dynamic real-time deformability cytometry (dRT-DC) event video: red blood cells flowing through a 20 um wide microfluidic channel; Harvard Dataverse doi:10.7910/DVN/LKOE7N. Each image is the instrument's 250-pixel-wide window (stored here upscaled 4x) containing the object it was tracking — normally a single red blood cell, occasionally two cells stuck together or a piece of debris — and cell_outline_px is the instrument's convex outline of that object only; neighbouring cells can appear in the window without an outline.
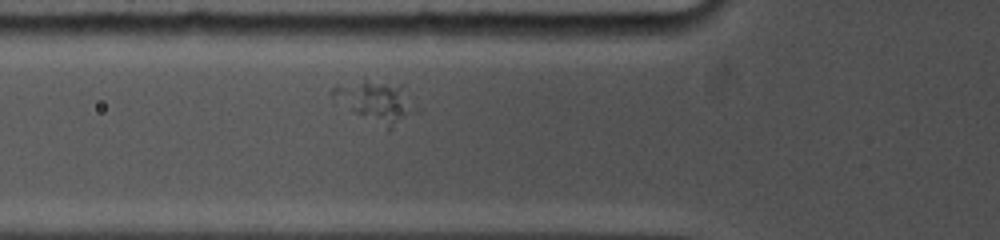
{"species": "common noctule bat (a hibernating species)", "species_latin": "Nyctalus noctula", "temperature_condition": "cold", "stored_images_in_passage": 27, "camera_frame_rate_fps": 5000, "um_per_image_px": 0.085, "animal": {"sex": "female", "body_mass_g": 19.0, "forearm_length_mm": 53.3}, "frame": {"image": 1, "passage_image": 5, "time_ms": 2.4, "image_size_px": [1000, 240], "cell_outline_px": [[408, 112], [388, 132], [356, 112], [332, 92], [332, 88], [336, 84], [364, 80], [368, 80], [404, 84]], "centroid_in_image_um": [31.88, 8.57], "position_along_channel_um": 93.9, "area_um2": 17.98}}
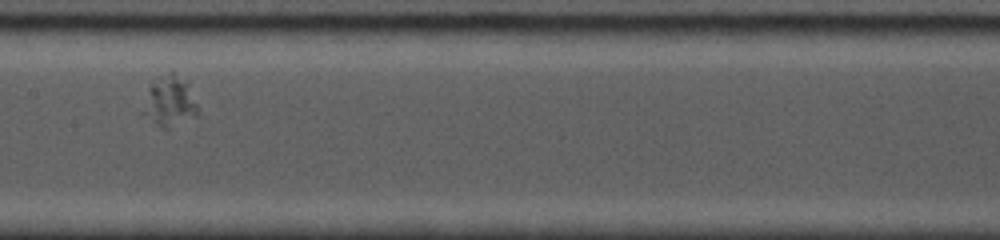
{"frame": {"image": 2, "passage_image": 11, "time_ms": 5.2, "image_size_px": [1000, 240], "cell_outline_px": [[196, 116], [168, 128], [160, 128], [140, 112], [148, 88], [152, 80], [168, 72], [172, 72], [188, 80], [196, 104]], "centroid_in_image_um": [14.37, 8.59], "position_along_channel_um": 193.0, "area_um2": 16.24}}
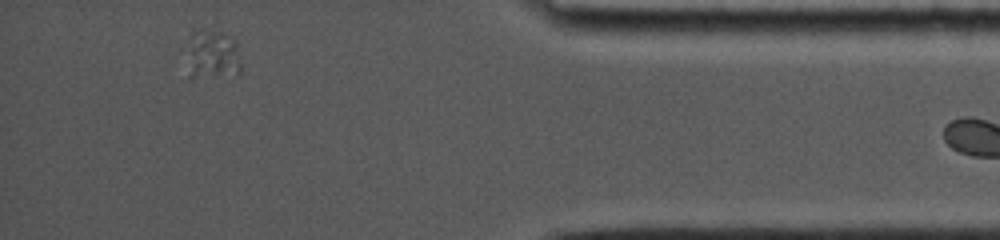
{"frame": {"image": 3, "passage_image": 26, "time_ms": 12.2, "image_size_px": [1000, 240], "cell_outline_px": [[240, 76], [188, 76], [192, 32], [200, 28], [204, 28], [220, 32], [236, 40], [240, 64]], "centroid_in_image_um": [18.13, 4.64], "position_along_channel_um": 417.1, "area_um2": 15.32}}